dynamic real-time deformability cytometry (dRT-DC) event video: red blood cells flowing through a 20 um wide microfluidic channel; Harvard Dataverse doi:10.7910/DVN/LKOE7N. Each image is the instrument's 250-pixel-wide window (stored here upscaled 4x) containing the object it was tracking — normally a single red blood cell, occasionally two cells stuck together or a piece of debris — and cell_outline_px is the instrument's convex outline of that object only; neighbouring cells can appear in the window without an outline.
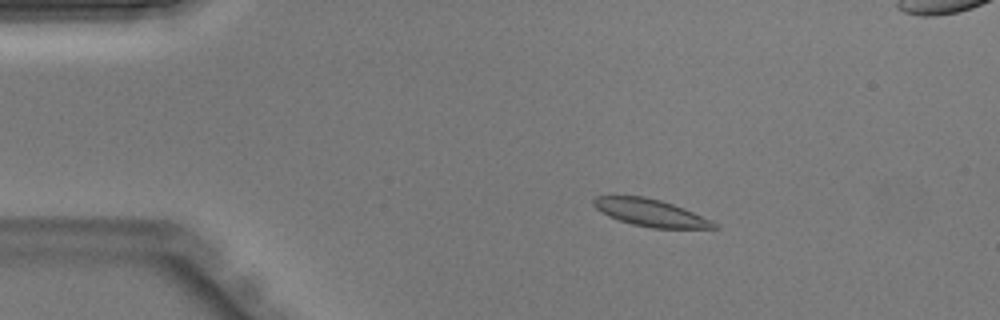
{"species": "Egyptian fruit bat (a non-hibernating species)", "species_latin": "Rousettus aegyptiacus", "temperature_condition": "warm", "stored_images_in_passage": 45, "camera_frame_rate_fps": 3000, "um_per_image_px": 0.085, "animal": {"sex": "male"}, "frame": {"image": 1, "passage_image": 8, "time_ms": 2.333, "image_size_px": [1000, 320], "cell_outline_px": [[720, 228], [652, 228], [632, 224], [608, 216], [600, 212], [592, 204], [592, 200], [596, 196], [644, 196], [660, 200], [684, 208], [712, 220]], "centroid_in_image_um": [55.28, 18.08], "position_along_channel_um": 29.7, "area_um2": 19.02}}
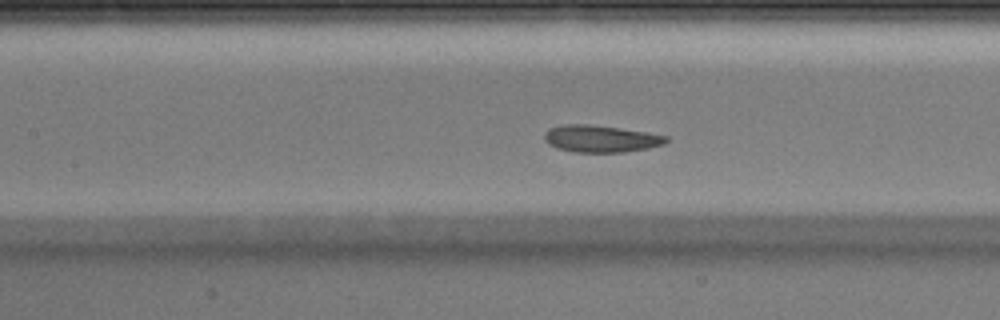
{"frame": {"image": 2, "passage_image": 20, "time_ms": 6.333, "image_size_px": [1000, 320], "cell_outline_px": [[668, 140], [664, 144], [648, 148], [624, 152], [572, 152], [548, 144], [544, 140], [544, 132], [548, 128], [564, 124], [588, 124], [620, 128], [648, 132], [668, 136]], "centroid_in_image_um": [51.05, 11.78], "position_along_channel_um": 156.3, "area_um2": 19.25}}
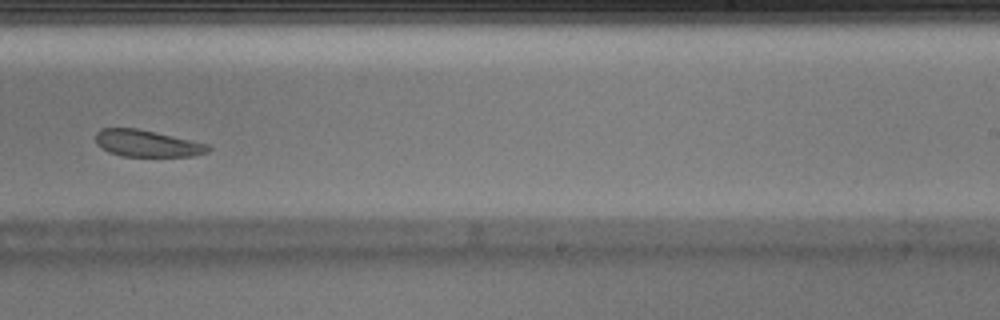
{"frame": {"image": 3, "passage_image": 28, "time_ms": 9.0, "image_size_px": [1000, 320], "cell_outline_px": [[212, 148], [208, 152], [192, 156], [120, 156], [108, 152], [96, 144], [96, 132], [100, 128], [136, 128], [156, 132], [192, 140], [208, 144]], "centroid_in_image_um": [12.49, 12.19], "position_along_channel_um": 276.5, "area_um2": 17.63}}